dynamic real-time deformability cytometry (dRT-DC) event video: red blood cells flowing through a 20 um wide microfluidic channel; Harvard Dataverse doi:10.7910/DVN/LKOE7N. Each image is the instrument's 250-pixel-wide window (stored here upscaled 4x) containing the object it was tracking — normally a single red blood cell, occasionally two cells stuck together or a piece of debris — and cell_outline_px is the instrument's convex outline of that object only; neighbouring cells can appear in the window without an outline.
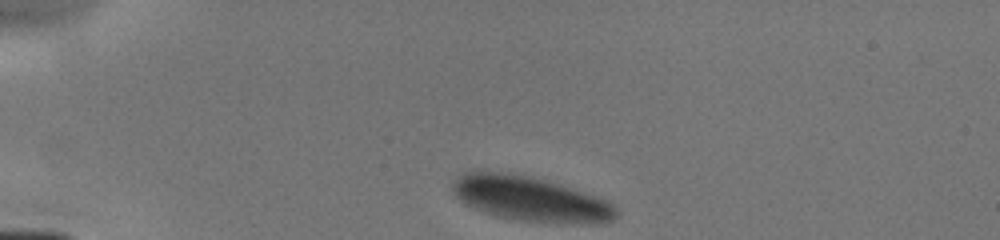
{"species": "human", "species_latin": "Homo sapiens", "temperature_condition": "cold", "stored_images_in_passage": 7, "camera_frame_rate_fps": 3000, "um_per_image_px": 0.085, "donor": {"sex": "male"}, "frame": {"image": 1, "passage_image": 1, "time_ms": 0.0, "image_size_px": [1000, 240], "cell_outline_px": [[620, 212], [612, 220], [588, 224], [520, 220], [500, 216], [484, 212], [464, 204], [452, 192], [452, 180], [464, 172], [500, 172], [528, 176], [544, 180], [616, 204]], "centroid_in_image_um": [45.04, 16.91], "position_along_channel_um": 40.0, "area_um2": 41.85}}
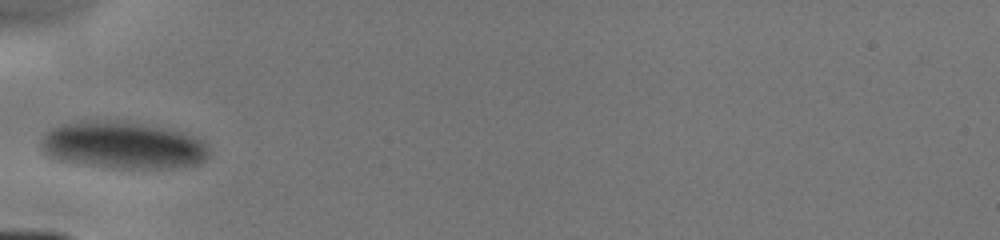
{"frame": {"image": 2, "passage_image": 4, "time_ms": 2.0, "image_size_px": [1000, 240], "cell_outline_px": [[208, 156], [204, 160], [196, 164], [168, 168], [112, 168], [64, 160], [52, 156], [44, 148], [44, 136], [52, 128], [60, 124], [72, 120], [120, 120], [160, 128], [176, 132], [204, 140], [208, 148]], "centroid_in_image_um": [10.47, 12.33], "position_along_channel_um": 74.5, "area_um2": 45.2}}
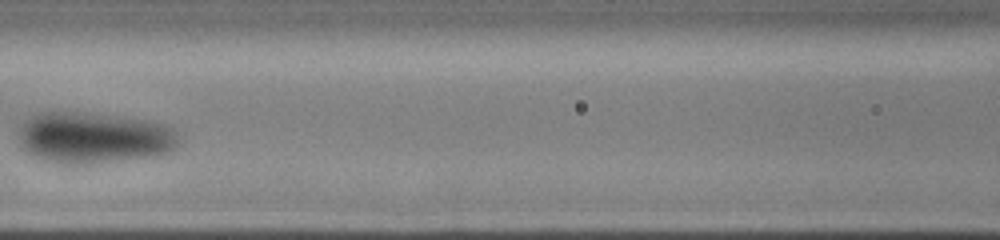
{"frame": {"image": 3, "passage_image": 6, "time_ms": 4.0, "image_size_px": [1000, 240], "cell_outline_px": [[180, 140], [176, 148], [168, 152], [156, 156], [84, 164], [56, 164], [32, 156], [24, 152], [20, 144], [16, 132], [16, 128], [24, 120], [36, 112], [84, 112], [152, 120], [168, 124], [176, 132]], "centroid_in_image_um": [7.92, 11.7], "position_along_channel_um": 158.7, "area_um2": 49.01}}